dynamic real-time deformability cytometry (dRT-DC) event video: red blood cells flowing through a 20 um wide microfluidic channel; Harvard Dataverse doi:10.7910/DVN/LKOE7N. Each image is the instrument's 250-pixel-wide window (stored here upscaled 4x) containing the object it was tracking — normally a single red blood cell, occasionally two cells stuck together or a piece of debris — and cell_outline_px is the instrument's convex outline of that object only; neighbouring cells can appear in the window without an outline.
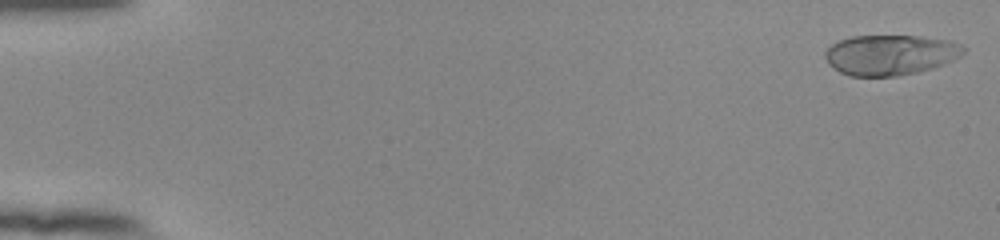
{"species": "human", "species_latin": "Homo sapiens", "temperature_condition": "room temperature", "stored_images_in_passage": 53, "camera_frame_rate_fps": 3000, "um_per_image_px": 0.085, "donor": {"sex": "female"}, "frame": {"image": 1, "passage_image": 1, "time_ms": 0.0, "image_size_px": [1000, 240], "cell_outline_px": [[968, 48], [960, 56], [944, 64], [932, 68], [916, 72], [896, 76], [848, 76], [840, 72], [828, 64], [824, 56], [824, 52], [832, 44], [840, 40], [852, 36], [920, 36], [952, 40]], "centroid_in_image_um": [75.69, 4.66], "position_along_channel_um": 9.3, "area_um2": 32.66}}
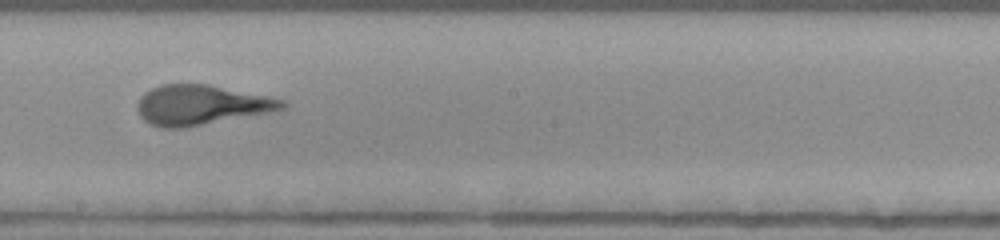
{"frame": {"image": 2, "passage_image": 31, "time_ms": 10.0, "image_size_px": [1000, 240], "cell_outline_px": [[288, 108], [268, 112], [184, 128], [160, 128], [148, 124], [140, 116], [136, 108], [136, 104], [140, 96], [144, 92], [160, 84], [208, 84], [272, 96], [284, 100], [288, 104]], "centroid_in_image_um": [17.08, 8.92], "position_along_channel_um": 231.1, "area_um2": 34.04}}
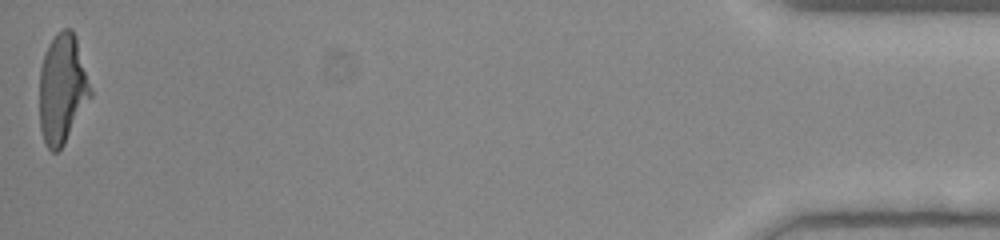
{"frame": {"image": 3, "passage_image": 53, "time_ms": 17.333, "image_size_px": [1000, 240], "cell_outline_px": [[92, 96], [64, 144], [56, 152], [52, 152], [48, 148], [44, 140], [40, 128], [40, 68], [44, 52], [48, 44], [56, 32], [64, 28], [72, 28], [76, 36], [92, 88]], "centroid_in_image_um": [5.31, 7.51], "position_along_channel_um": 429.9, "area_um2": 32.83}}